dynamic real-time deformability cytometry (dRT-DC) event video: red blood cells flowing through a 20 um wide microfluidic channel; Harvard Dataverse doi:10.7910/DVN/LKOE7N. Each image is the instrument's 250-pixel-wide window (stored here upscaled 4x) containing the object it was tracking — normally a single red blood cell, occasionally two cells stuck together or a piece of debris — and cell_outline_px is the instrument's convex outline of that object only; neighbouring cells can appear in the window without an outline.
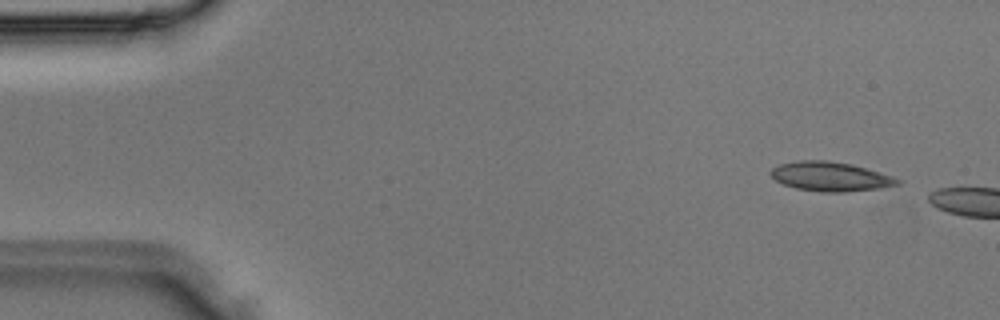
{"species": "Egyptian fruit bat (a non-hibernating species)", "species_latin": "Rousettus aegyptiacus", "temperature_condition": "room temperature", "stored_images_in_passage": 2, "camera_frame_rate_fps": 3000, "um_per_image_px": 0.085, "animal": {"sex": "male"}, "frame": {"image": 1, "passage_image": 1, "time_ms": 0.0, "image_size_px": [1000, 320], "cell_outline_px": [[904, 180], [900, 184], [880, 188], [844, 192], [824, 192], [796, 188], [784, 184], [776, 180], [768, 172], [772, 168], [780, 164], [800, 160], [828, 160], [852, 164], [892, 176]], "centroid_in_image_um": [70.6, 15.0], "position_along_channel_um": 14.4, "area_um2": 21.62}}